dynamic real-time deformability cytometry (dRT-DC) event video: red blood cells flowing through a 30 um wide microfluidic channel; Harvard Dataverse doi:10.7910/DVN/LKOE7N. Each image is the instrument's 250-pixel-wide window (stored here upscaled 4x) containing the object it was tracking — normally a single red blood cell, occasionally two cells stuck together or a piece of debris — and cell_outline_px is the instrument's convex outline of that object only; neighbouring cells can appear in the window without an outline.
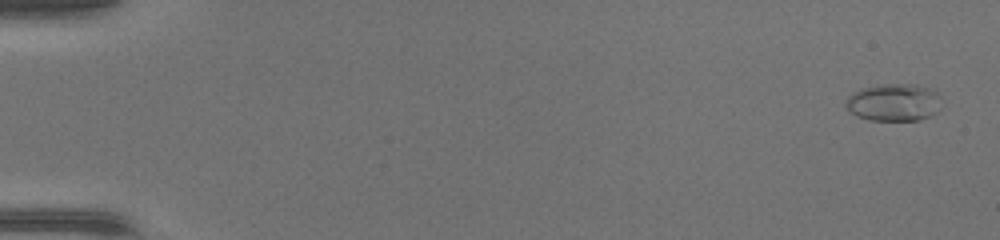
{"species": "common noctule bat (a hibernating species)", "species_latin": "Nyctalus noctula", "temperature_condition": "warm", "stored_images_in_passage": 48, "camera_frame_rate_fps": 3000, "um_per_image_px": 0.085, "animal": {"sex": "female", "body_mass_g": 17.0, "forearm_length_mm": 48.0}, "frame": {"image": 1, "passage_image": 2, "time_ms": 0.333, "image_size_px": [1000, 240], "cell_outline_px": [[940, 108], [936, 112], [928, 116], [916, 120], [868, 120], [856, 116], [848, 112], [844, 104], [844, 100], [852, 92], [860, 88], [884, 84], [916, 84], [928, 88], [936, 92], [940, 96]], "centroid_in_image_um": [75.91, 8.7], "position_along_channel_um": 9.1, "area_um2": 21.1}}
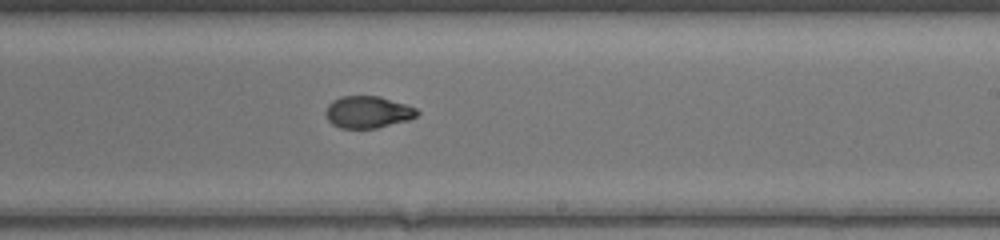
{"frame": {"image": 2, "passage_image": 30, "time_ms": 9.667, "image_size_px": [1000, 240], "cell_outline_px": [[420, 112], [416, 116], [408, 120], [376, 128], [340, 128], [332, 124], [328, 120], [324, 112], [328, 104], [332, 100], [340, 96], [380, 96], [416, 108]], "centroid_in_image_um": [31.23, 9.52], "position_along_channel_um": 257.8, "area_um2": 17.05}}
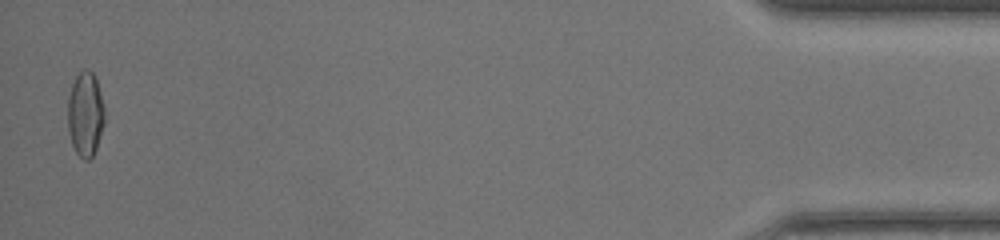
{"frame": {"image": 3, "passage_image": 47, "time_ms": 15.333, "image_size_px": [1000, 240], "cell_outline_px": [[104, 124], [96, 148], [92, 156], [88, 160], [84, 160], [76, 152], [72, 144], [68, 132], [68, 96], [72, 84], [76, 76], [84, 68], [92, 72], [96, 76], [104, 108]], "centroid_in_image_um": [7.25, 9.69], "position_along_channel_um": 427.9, "area_um2": 18.15}}